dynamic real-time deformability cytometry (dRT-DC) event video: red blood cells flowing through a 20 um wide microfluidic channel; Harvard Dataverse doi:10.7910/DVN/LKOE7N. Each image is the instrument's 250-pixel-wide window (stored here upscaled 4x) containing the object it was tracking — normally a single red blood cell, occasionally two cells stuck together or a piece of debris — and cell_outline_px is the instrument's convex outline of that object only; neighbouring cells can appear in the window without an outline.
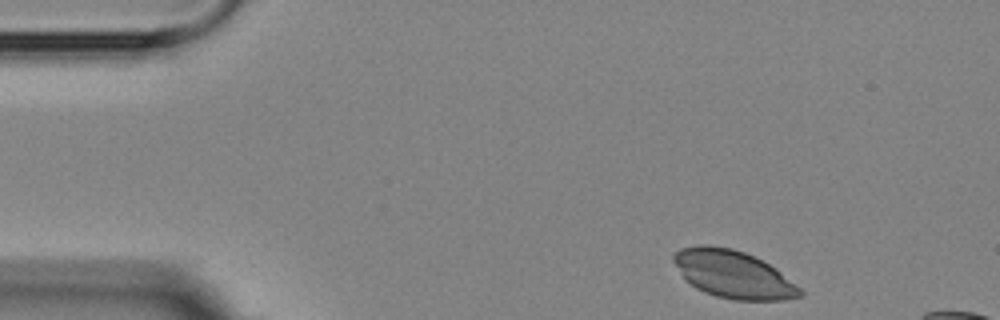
{"species": "Egyptian fruit bat (a non-hibernating species)", "species_latin": "Rousettus aegyptiacus", "temperature_condition": "room temperature", "stored_images_in_passage": 4, "segment_of_instrument_passage": [1, 2], "camera_frame_rate_fps": 3000, "um_per_image_px": 0.085, "animal": {"sex": "female"}, "frame": {"image": 1, "passage_image": 1, "time_ms": 0.0, "image_size_px": [1000, 320], "cell_outline_px": [[804, 296], [784, 300], [736, 300], [716, 296], [704, 292], [696, 288], [684, 280], [672, 260], [672, 256], [680, 248], [700, 244], [708, 244], [732, 248], [744, 252], [776, 268], [796, 284], [804, 292]], "centroid_in_image_um": [62.3, 23.31], "position_along_channel_um": 22.7, "area_um2": 35.26}}